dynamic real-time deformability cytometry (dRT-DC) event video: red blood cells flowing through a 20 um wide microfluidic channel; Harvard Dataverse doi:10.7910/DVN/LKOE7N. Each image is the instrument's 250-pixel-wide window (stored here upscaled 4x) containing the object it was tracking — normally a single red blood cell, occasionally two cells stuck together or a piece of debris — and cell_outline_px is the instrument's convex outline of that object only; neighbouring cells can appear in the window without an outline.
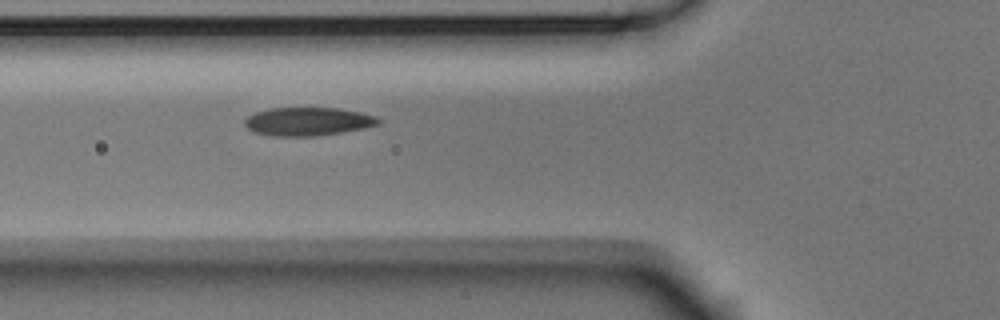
{"species": "Egyptian fruit bat (a non-hibernating species)", "species_latin": "Rousettus aegyptiacus", "temperature_condition": "room temperature", "stored_images_in_passage": 3, "camera_frame_rate_fps": 3000, "um_per_image_px": 0.085, "animal": {"sex": "male"}, "frame": {"image": 1, "passage_image": 3, "time_ms": 0.667, "image_size_px": [1000, 320], "cell_outline_px": [[380, 124], [364, 128], [316, 136], [272, 136], [252, 132], [244, 124], [244, 120], [248, 116], [256, 112], [272, 108], [336, 108], [360, 112], [376, 116], [380, 120]], "centroid_in_image_um": [26.15, 10.33], "position_along_channel_um": 99.6, "area_um2": 22.02}}